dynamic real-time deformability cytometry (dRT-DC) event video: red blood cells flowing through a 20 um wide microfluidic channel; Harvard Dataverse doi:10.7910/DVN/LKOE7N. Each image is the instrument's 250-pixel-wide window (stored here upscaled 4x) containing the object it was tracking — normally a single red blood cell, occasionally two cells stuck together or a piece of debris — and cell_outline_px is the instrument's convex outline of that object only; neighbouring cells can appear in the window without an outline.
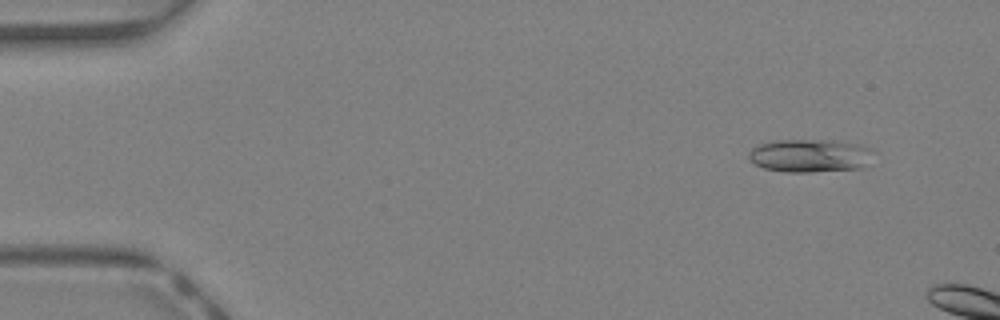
{"species": "Egyptian fruit bat (a non-hibernating species)", "species_latin": "Rousettus aegyptiacus", "temperature_condition": "warm", "stored_images_in_passage": 7, "camera_frame_rate_fps": 3000, "um_per_image_px": 0.085, "animal": {"sex": "female"}, "frame": {"image": 1, "passage_image": 4, "time_ms": 1.0, "image_size_px": [1000, 320], "cell_outline_px": [[872, 152], [864, 168], [808, 172], [788, 172], [764, 168], [748, 160], [748, 152], [752, 148], [760, 144], [776, 140], [832, 140], [860, 144], [872, 148]], "centroid_in_image_um": [68.83, 13.22], "position_along_channel_um": 16.2, "area_um2": 24.1}}